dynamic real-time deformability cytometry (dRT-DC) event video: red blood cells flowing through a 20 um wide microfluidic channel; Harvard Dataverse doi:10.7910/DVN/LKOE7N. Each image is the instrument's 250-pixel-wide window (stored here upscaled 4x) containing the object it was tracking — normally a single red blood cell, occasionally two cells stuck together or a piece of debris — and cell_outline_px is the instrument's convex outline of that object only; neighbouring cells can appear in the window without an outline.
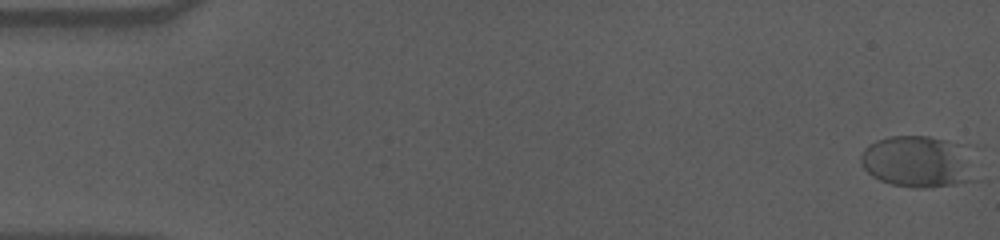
{"species": "human", "species_latin": "Homo sapiens", "temperature_condition": "cold", "stored_images_in_passage": 58, "camera_frame_rate_fps": 3000, "um_per_image_px": 0.085, "donor": {"sex": "male"}, "frame": {"image": 1, "passage_image": 1, "time_ms": 0.0, "image_size_px": [1000, 240], "cell_outline_px": [[980, 180], [956, 184], [928, 188], [912, 188], [892, 184], [880, 180], [872, 176], [864, 168], [860, 160], [860, 156], [864, 148], [868, 144], [876, 140], [888, 136], [928, 136], [968, 144]], "centroid_in_image_um": [78.15, 13.74], "position_along_channel_um": 6.9, "area_um2": 35.95}}
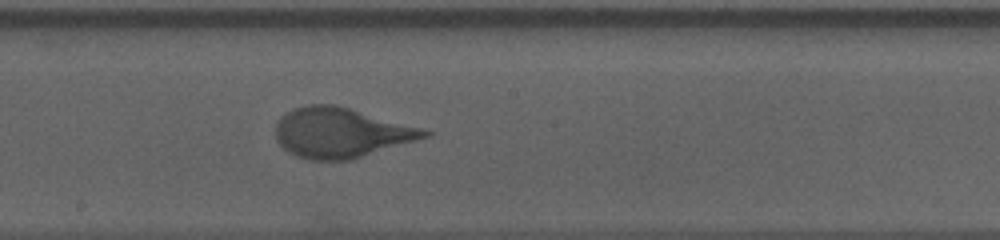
{"frame": {"image": 2, "passage_image": 32, "time_ms": 10.333, "image_size_px": [1000, 240], "cell_outline_px": [[432, 136], [352, 160], [312, 160], [296, 156], [288, 152], [276, 140], [276, 124], [280, 116], [292, 108], [308, 104], [336, 104], [424, 128], [432, 132]], "centroid_in_image_um": [29.01, 11.27], "position_along_channel_um": 219.2, "area_um2": 43.87}}
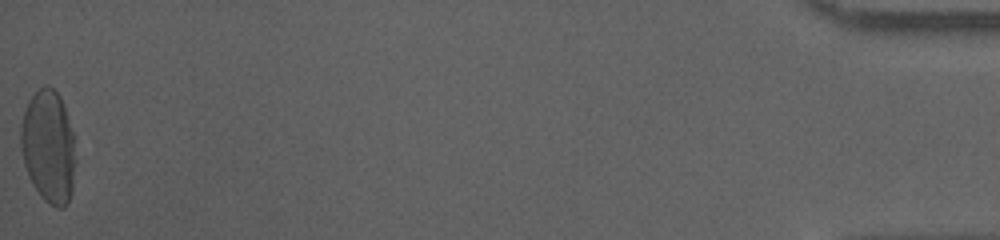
{"frame": {"image": 3, "passage_image": 58, "time_ms": 19.0, "image_size_px": [1000, 240], "cell_outline_px": [[76, 160], [72, 192], [68, 204], [64, 208], [56, 208], [44, 200], [40, 196], [32, 184], [28, 176], [24, 164], [20, 148], [20, 128], [24, 112], [28, 100], [44, 84], [48, 84], [60, 96], [72, 132]], "centroid_in_image_um": [4.11, 12.5], "position_along_channel_um": 431.1, "area_um2": 36.3}, "authors_computed_cell_mechanics": {"area_um2": 40.171, "velocity_mm_per_s": 3.5679, "shape_relaxation_time_tau1_ms": 5.9973, "shape_relaxation_time_tau2_ms": null, "deformation_change_tau1": 0.204, "deformation_change_tau2": null}}